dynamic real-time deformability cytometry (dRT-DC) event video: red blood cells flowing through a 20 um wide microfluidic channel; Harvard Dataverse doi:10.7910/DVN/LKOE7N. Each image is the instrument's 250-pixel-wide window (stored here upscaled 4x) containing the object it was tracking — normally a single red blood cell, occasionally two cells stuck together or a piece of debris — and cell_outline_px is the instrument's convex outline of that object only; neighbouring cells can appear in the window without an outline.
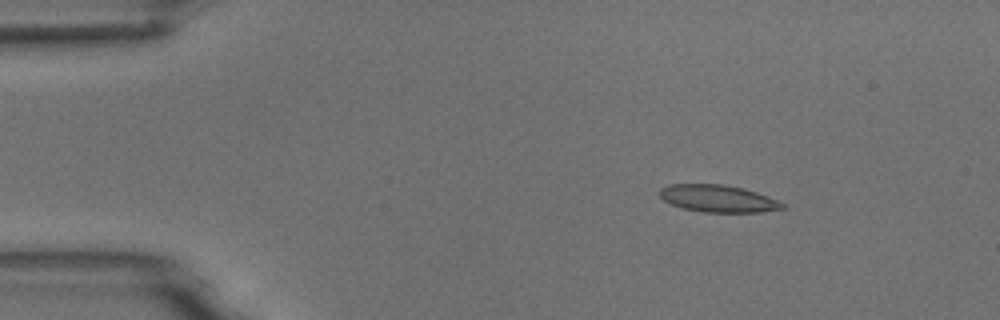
{"species": "common noctule bat (a hibernating species)", "species_latin": "Nyctalus noctula", "temperature_condition": "room temperature", "stored_images_in_passage": 4, "camera_frame_rate_fps": 3000, "um_per_image_px": 0.085, "animal": {"sex": "male", "body_mass_g": 18.8}, "frame": {"image": 1, "passage_image": 2, "time_ms": 1.333, "image_size_px": [1000, 320], "cell_outline_px": [[788, 208], [760, 212], [704, 212], [684, 208], [672, 204], [664, 200], [660, 196], [660, 188], [668, 184], [724, 184], [744, 188], [768, 196], [784, 204]], "centroid_in_image_um": [61.05, 16.87], "position_along_channel_um": 23.9, "area_um2": 19.42}}